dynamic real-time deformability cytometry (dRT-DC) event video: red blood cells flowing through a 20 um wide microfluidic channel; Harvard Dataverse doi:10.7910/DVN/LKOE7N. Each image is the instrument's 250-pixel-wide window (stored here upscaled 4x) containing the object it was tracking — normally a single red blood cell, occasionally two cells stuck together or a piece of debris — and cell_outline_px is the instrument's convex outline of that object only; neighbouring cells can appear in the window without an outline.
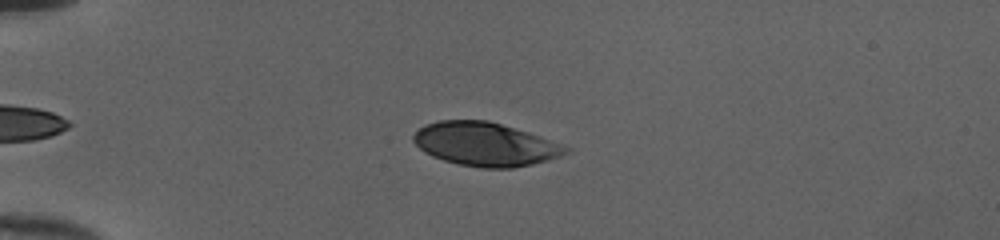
{"species": "human", "species_latin": "Homo sapiens", "temperature_condition": "cold", "stored_images_in_passage": 44, "camera_frame_rate_fps": 3000, "um_per_image_px": 0.085, "donor": {"sex": "female"}, "frame": {"image": 1, "passage_image": 12, "time_ms": 3.667, "image_size_px": [1000, 240], "cell_outline_px": [[572, 148], [568, 152], [560, 156], [548, 160], [532, 164], [512, 168], [484, 168], [460, 164], [444, 160], [432, 156], [424, 152], [412, 140], [412, 136], [424, 124], [440, 120], [488, 120], [528, 132], [540, 136]], "centroid_in_image_um": [41.24, 12.25], "position_along_channel_um": 43.8, "area_um2": 38.55}}
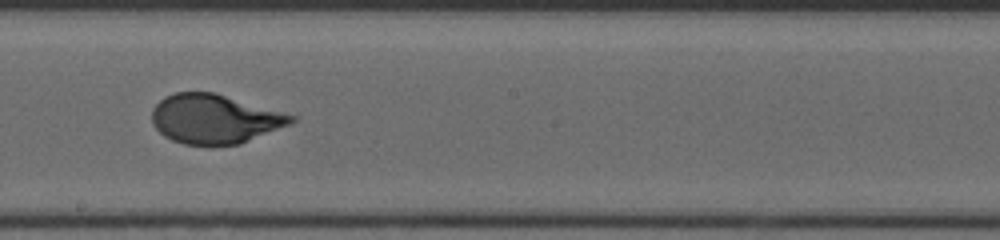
{"frame": {"image": 2, "passage_image": 29, "time_ms": 9.333, "image_size_px": [1000, 240], "cell_outline_px": [[296, 120], [292, 124], [240, 144], [184, 144], [172, 140], [164, 136], [152, 124], [152, 108], [164, 96], [176, 92], [212, 92], [296, 116]], "centroid_in_image_um": [18.23, 10.11], "position_along_channel_um": 230.0, "area_um2": 39.65}}
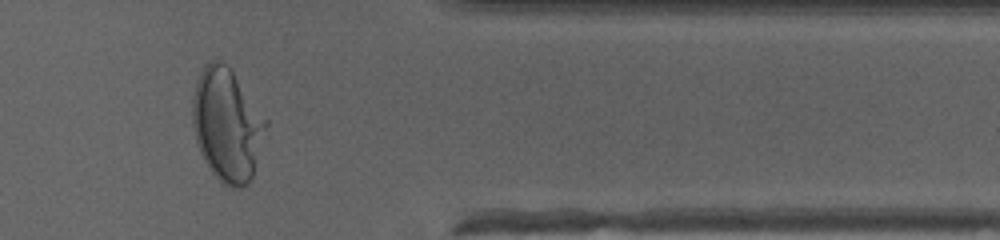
{"frame": {"image": 3, "passage_image": 42, "time_ms": 13.667, "image_size_px": [1000, 240], "cell_outline_px": [[268, 124], [252, 176], [248, 184], [240, 188], [232, 188], [224, 184], [212, 172], [200, 152], [196, 140], [192, 124], [192, 100], [196, 80], [200, 72], [212, 60], [220, 60], [232, 72], [268, 120]], "centroid_in_image_um": [19.29, 10.63], "position_along_channel_um": 392.1, "area_um2": 47.74}, "authors_computed_cell_mechanics": {"area_um2": 39.9976, "velocity_mm_per_s": 4.0038, "shape_relaxation_time_tau1_ms": 4.3427, "shape_relaxation_time_tau2_ms": null, "deformation_change_tau1": 0.2182, "deformation_change_tau2": null}}